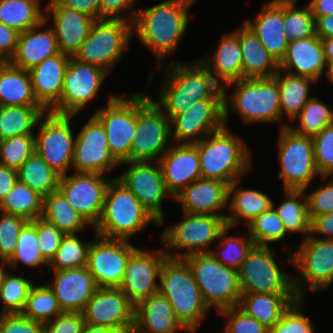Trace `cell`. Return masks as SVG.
<instances>
[{"instance_id":"6da1fadb","label":"cell","mask_w":333,"mask_h":333,"mask_svg":"<svg viewBox=\"0 0 333 333\" xmlns=\"http://www.w3.org/2000/svg\"><path fill=\"white\" fill-rule=\"evenodd\" d=\"M196 1L165 0L136 12L133 36L155 54L159 69L184 38L190 22L189 10Z\"/></svg>"},{"instance_id":"7a4b0ae2","label":"cell","mask_w":333,"mask_h":333,"mask_svg":"<svg viewBox=\"0 0 333 333\" xmlns=\"http://www.w3.org/2000/svg\"><path fill=\"white\" fill-rule=\"evenodd\" d=\"M165 66L166 76L160 87L159 99L154 102L170 120L196 101L223 99V86L198 59L189 63L167 62Z\"/></svg>"},{"instance_id":"3957f363","label":"cell","mask_w":333,"mask_h":333,"mask_svg":"<svg viewBox=\"0 0 333 333\" xmlns=\"http://www.w3.org/2000/svg\"><path fill=\"white\" fill-rule=\"evenodd\" d=\"M232 86L233 93L228 95ZM223 91L225 126L232 110L245 124L281 123L280 90L274 77L242 78L224 85Z\"/></svg>"},{"instance_id":"277c9868","label":"cell","mask_w":333,"mask_h":333,"mask_svg":"<svg viewBox=\"0 0 333 333\" xmlns=\"http://www.w3.org/2000/svg\"><path fill=\"white\" fill-rule=\"evenodd\" d=\"M228 124L196 142L201 178L229 185L241 179L252 167V152Z\"/></svg>"},{"instance_id":"5b68a950","label":"cell","mask_w":333,"mask_h":333,"mask_svg":"<svg viewBox=\"0 0 333 333\" xmlns=\"http://www.w3.org/2000/svg\"><path fill=\"white\" fill-rule=\"evenodd\" d=\"M158 291L168 299L179 322L189 332L196 333L210 309L184 259L168 257L165 260L160 272Z\"/></svg>"},{"instance_id":"8992f818","label":"cell","mask_w":333,"mask_h":333,"mask_svg":"<svg viewBox=\"0 0 333 333\" xmlns=\"http://www.w3.org/2000/svg\"><path fill=\"white\" fill-rule=\"evenodd\" d=\"M151 223L160 226L137 197L114 177L108 185L103 213L94 232L109 239L130 240Z\"/></svg>"},{"instance_id":"52a82bcc","label":"cell","mask_w":333,"mask_h":333,"mask_svg":"<svg viewBox=\"0 0 333 333\" xmlns=\"http://www.w3.org/2000/svg\"><path fill=\"white\" fill-rule=\"evenodd\" d=\"M148 94L136 93V132L130 162H158L172 145L170 119Z\"/></svg>"},{"instance_id":"ba28073f","label":"cell","mask_w":333,"mask_h":333,"mask_svg":"<svg viewBox=\"0 0 333 333\" xmlns=\"http://www.w3.org/2000/svg\"><path fill=\"white\" fill-rule=\"evenodd\" d=\"M184 260L209 309L220 312L239 305L242 292L237 270L224 266L210 252L192 254Z\"/></svg>"},{"instance_id":"9c48e42d","label":"cell","mask_w":333,"mask_h":333,"mask_svg":"<svg viewBox=\"0 0 333 333\" xmlns=\"http://www.w3.org/2000/svg\"><path fill=\"white\" fill-rule=\"evenodd\" d=\"M301 241L297 249L287 255L286 261L300 271V277L293 273V287L296 296L305 299V285L314 293L333 284V240L310 234Z\"/></svg>"},{"instance_id":"30bf717a","label":"cell","mask_w":333,"mask_h":333,"mask_svg":"<svg viewBox=\"0 0 333 333\" xmlns=\"http://www.w3.org/2000/svg\"><path fill=\"white\" fill-rule=\"evenodd\" d=\"M226 216L182 212V220L167 226L161 234L168 257L184 259L192 254L211 252L208 246L218 240L220 232L227 226ZM181 249L183 254L178 252Z\"/></svg>"},{"instance_id":"8fae6325","label":"cell","mask_w":333,"mask_h":333,"mask_svg":"<svg viewBox=\"0 0 333 333\" xmlns=\"http://www.w3.org/2000/svg\"><path fill=\"white\" fill-rule=\"evenodd\" d=\"M133 36V23L123 19L95 20L89 36L73 56L111 73L126 52Z\"/></svg>"},{"instance_id":"7c38bea8","label":"cell","mask_w":333,"mask_h":333,"mask_svg":"<svg viewBox=\"0 0 333 333\" xmlns=\"http://www.w3.org/2000/svg\"><path fill=\"white\" fill-rule=\"evenodd\" d=\"M277 158L280 166L278 178L283 190H307L319 175L314 158L311 136H301L289 127L280 128Z\"/></svg>"},{"instance_id":"4fadbf2b","label":"cell","mask_w":333,"mask_h":333,"mask_svg":"<svg viewBox=\"0 0 333 333\" xmlns=\"http://www.w3.org/2000/svg\"><path fill=\"white\" fill-rule=\"evenodd\" d=\"M73 117L46 112L35 132V151L60 176L67 175L73 166L76 138L71 126Z\"/></svg>"},{"instance_id":"5bb4252c","label":"cell","mask_w":333,"mask_h":333,"mask_svg":"<svg viewBox=\"0 0 333 333\" xmlns=\"http://www.w3.org/2000/svg\"><path fill=\"white\" fill-rule=\"evenodd\" d=\"M255 246L238 270L242 293L296 294L293 274L286 273L275 260V251Z\"/></svg>"},{"instance_id":"9a60e30c","label":"cell","mask_w":333,"mask_h":333,"mask_svg":"<svg viewBox=\"0 0 333 333\" xmlns=\"http://www.w3.org/2000/svg\"><path fill=\"white\" fill-rule=\"evenodd\" d=\"M107 106L94 115L100 120L107 135L108 148L119 162L130 160V150L136 132V93L126 97L112 94Z\"/></svg>"},{"instance_id":"2e32d148","label":"cell","mask_w":333,"mask_h":333,"mask_svg":"<svg viewBox=\"0 0 333 333\" xmlns=\"http://www.w3.org/2000/svg\"><path fill=\"white\" fill-rule=\"evenodd\" d=\"M108 75L102 68L80 62L71 56L64 74L60 101L49 112L76 116L97 97Z\"/></svg>"},{"instance_id":"e0dca14e","label":"cell","mask_w":333,"mask_h":333,"mask_svg":"<svg viewBox=\"0 0 333 333\" xmlns=\"http://www.w3.org/2000/svg\"><path fill=\"white\" fill-rule=\"evenodd\" d=\"M137 247L131 240L99 236L88 249L87 267L98 288H119L131 253Z\"/></svg>"},{"instance_id":"ac0fdd59","label":"cell","mask_w":333,"mask_h":333,"mask_svg":"<svg viewBox=\"0 0 333 333\" xmlns=\"http://www.w3.org/2000/svg\"><path fill=\"white\" fill-rule=\"evenodd\" d=\"M120 164H127L128 167L122 171V174L115 176V178L129 189L160 223V226H163L166 212L163 211L162 202L166 196L174 198L166 188L160 164L158 162L130 161Z\"/></svg>"},{"instance_id":"d6986e66","label":"cell","mask_w":333,"mask_h":333,"mask_svg":"<svg viewBox=\"0 0 333 333\" xmlns=\"http://www.w3.org/2000/svg\"><path fill=\"white\" fill-rule=\"evenodd\" d=\"M73 173L70 176H60L58 190L87 222L95 227L103 213L108 185L114 177Z\"/></svg>"},{"instance_id":"ffe728a7","label":"cell","mask_w":333,"mask_h":333,"mask_svg":"<svg viewBox=\"0 0 333 333\" xmlns=\"http://www.w3.org/2000/svg\"><path fill=\"white\" fill-rule=\"evenodd\" d=\"M108 148L105 128L93 114L75 138L72 170L75 173L103 174L119 167Z\"/></svg>"},{"instance_id":"44dd1931","label":"cell","mask_w":333,"mask_h":333,"mask_svg":"<svg viewBox=\"0 0 333 333\" xmlns=\"http://www.w3.org/2000/svg\"><path fill=\"white\" fill-rule=\"evenodd\" d=\"M223 126V99H203L170 120L171 140L194 144Z\"/></svg>"},{"instance_id":"7402d4cb","label":"cell","mask_w":333,"mask_h":333,"mask_svg":"<svg viewBox=\"0 0 333 333\" xmlns=\"http://www.w3.org/2000/svg\"><path fill=\"white\" fill-rule=\"evenodd\" d=\"M167 258L164 248L141 250L137 247L131 253L119 289L134 305L158 292L161 268Z\"/></svg>"},{"instance_id":"603a6c76","label":"cell","mask_w":333,"mask_h":333,"mask_svg":"<svg viewBox=\"0 0 333 333\" xmlns=\"http://www.w3.org/2000/svg\"><path fill=\"white\" fill-rule=\"evenodd\" d=\"M135 305L119 288H98L83 311L85 323L103 324L131 333Z\"/></svg>"},{"instance_id":"cb8c5ba5","label":"cell","mask_w":333,"mask_h":333,"mask_svg":"<svg viewBox=\"0 0 333 333\" xmlns=\"http://www.w3.org/2000/svg\"><path fill=\"white\" fill-rule=\"evenodd\" d=\"M45 20L53 19L51 27L57 38L59 51L74 56L87 39L95 19L86 13L61 6L56 0L45 4Z\"/></svg>"},{"instance_id":"d4e9b609","label":"cell","mask_w":333,"mask_h":333,"mask_svg":"<svg viewBox=\"0 0 333 333\" xmlns=\"http://www.w3.org/2000/svg\"><path fill=\"white\" fill-rule=\"evenodd\" d=\"M54 278L45 282L53 291L62 312L83 313L98 286L88 267L52 270Z\"/></svg>"},{"instance_id":"484cf974","label":"cell","mask_w":333,"mask_h":333,"mask_svg":"<svg viewBox=\"0 0 333 333\" xmlns=\"http://www.w3.org/2000/svg\"><path fill=\"white\" fill-rule=\"evenodd\" d=\"M158 163L166 188L173 198L201 178L200 160L195 143H172Z\"/></svg>"},{"instance_id":"4316f807","label":"cell","mask_w":333,"mask_h":333,"mask_svg":"<svg viewBox=\"0 0 333 333\" xmlns=\"http://www.w3.org/2000/svg\"><path fill=\"white\" fill-rule=\"evenodd\" d=\"M244 23L279 64L289 44L284 28V0H270L252 20L245 19Z\"/></svg>"},{"instance_id":"83f0119b","label":"cell","mask_w":333,"mask_h":333,"mask_svg":"<svg viewBox=\"0 0 333 333\" xmlns=\"http://www.w3.org/2000/svg\"><path fill=\"white\" fill-rule=\"evenodd\" d=\"M229 184L215 180L199 178L184 188L174 200L180 203V212L206 215H227Z\"/></svg>"},{"instance_id":"f1b7e54d","label":"cell","mask_w":333,"mask_h":333,"mask_svg":"<svg viewBox=\"0 0 333 333\" xmlns=\"http://www.w3.org/2000/svg\"><path fill=\"white\" fill-rule=\"evenodd\" d=\"M70 57L60 52L28 70L35 98L47 112L60 101Z\"/></svg>"},{"instance_id":"f546056e","label":"cell","mask_w":333,"mask_h":333,"mask_svg":"<svg viewBox=\"0 0 333 333\" xmlns=\"http://www.w3.org/2000/svg\"><path fill=\"white\" fill-rule=\"evenodd\" d=\"M179 330L188 331L177 319L168 299L159 291L135 305L131 333H178Z\"/></svg>"},{"instance_id":"4dcf8cb0","label":"cell","mask_w":333,"mask_h":333,"mask_svg":"<svg viewBox=\"0 0 333 333\" xmlns=\"http://www.w3.org/2000/svg\"><path fill=\"white\" fill-rule=\"evenodd\" d=\"M326 69V60L321 38L289 41L284 58L279 63V70L316 80L321 79Z\"/></svg>"},{"instance_id":"1f68e13d","label":"cell","mask_w":333,"mask_h":333,"mask_svg":"<svg viewBox=\"0 0 333 333\" xmlns=\"http://www.w3.org/2000/svg\"><path fill=\"white\" fill-rule=\"evenodd\" d=\"M47 26L46 29H42ZM60 53L55 32L47 21L19 34L15 54L9 61L24 70L40 64L45 59Z\"/></svg>"},{"instance_id":"d6a6232c","label":"cell","mask_w":333,"mask_h":333,"mask_svg":"<svg viewBox=\"0 0 333 333\" xmlns=\"http://www.w3.org/2000/svg\"><path fill=\"white\" fill-rule=\"evenodd\" d=\"M211 56L198 60L222 85L243 78L242 52L238 36L234 32L223 34Z\"/></svg>"},{"instance_id":"836d02e7","label":"cell","mask_w":333,"mask_h":333,"mask_svg":"<svg viewBox=\"0 0 333 333\" xmlns=\"http://www.w3.org/2000/svg\"><path fill=\"white\" fill-rule=\"evenodd\" d=\"M240 182L241 179L235 180L228 188V208L231 213L226 216V224L232 228L242 221L247 226L273 206L270 194L268 196L260 190L239 187Z\"/></svg>"},{"instance_id":"e575fe53","label":"cell","mask_w":333,"mask_h":333,"mask_svg":"<svg viewBox=\"0 0 333 333\" xmlns=\"http://www.w3.org/2000/svg\"><path fill=\"white\" fill-rule=\"evenodd\" d=\"M233 32L238 36L242 52L243 78L273 77L279 70V64L253 31L243 23Z\"/></svg>"},{"instance_id":"d590c367","label":"cell","mask_w":333,"mask_h":333,"mask_svg":"<svg viewBox=\"0 0 333 333\" xmlns=\"http://www.w3.org/2000/svg\"><path fill=\"white\" fill-rule=\"evenodd\" d=\"M278 83L280 90V109H281V124L280 128L288 127V123L283 124L285 116L290 121L301 112L304 105L313 96L310 94L312 84L316 85L317 81L308 77L293 75L282 70L273 76Z\"/></svg>"},{"instance_id":"8d00e7d4","label":"cell","mask_w":333,"mask_h":333,"mask_svg":"<svg viewBox=\"0 0 333 333\" xmlns=\"http://www.w3.org/2000/svg\"><path fill=\"white\" fill-rule=\"evenodd\" d=\"M297 299L296 294L242 293L238 307L271 328Z\"/></svg>"},{"instance_id":"74e56055","label":"cell","mask_w":333,"mask_h":333,"mask_svg":"<svg viewBox=\"0 0 333 333\" xmlns=\"http://www.w3.org/2000/svg\"><path fill=\"white\" fill-rule=\"evenodd\" d=\"M0 106H41L35 98L28 70L0 62Z\"/></svg>"},{"instance_id":"f35d334b","label":"cell","mask_w":333,"mask_h":333,"mask_svg":"<svg viewBox=\"0 0 333 333\" xmlns=\"http://www.w3.org/2000/svg\"><path fill=\"white\" fill-rule=\"evenodd\" d=\"M41 218L56 226L65 235L81 234L87 226L94 228L58 189L44 197Z\"/></svg>"},{"instance_id":"ab89813d","label":"cell","mask_w":333,"mask_h":333,"mask_svg":"<svg viewBox=\"0 0 333 333\" xmlns=\"http://www.w3.org/2000/svg\"><path fill=\"white\" fill-rule=\"evenodd\" d=\"M305 190H284L285 201L273 207L287 232L301 234L305 240L311 234V219Z\"/></svg>"},{"instance_id":"60d3db41","label":"cell","mask_w":333,"mask_h":333,"mask_svg":"<svg viewBox=\"0 0 333 333\" xmlns=\"http://www.w3.org/2000/svg\"><path fill=\"white\" fill-rule=\"evenodd\" d=\"M46 112L42 106H0V140L35 134Z\"/></svg>"},{"instance_id":"b9f144b4","label":"cell","mask_w":333,"mask_h":333,"mask_svg":"<svg viewBox=\"0 0 333 333\" xmlns=\"http://www.w3.org/2000/svg\"><path fill=\"white\" fill-rule=\"evenodd\" d=\"M42 0H0V23L19 33L39 25L45 20Z\"/></svg>"},{"instance_id":"7bdbcfd3","label":"cell","mask_w":333,"mask_h":333,"mask_svg":"<svg viewBox=\"0 0 333 333\" xmlns=\"http://www.w3.org/2000/svg\"><path fill=\"white\" fill-rule=\"evenodd\" d=\"M43 199V196L18 180L1 200L0 210L33 221L43 214Z\"/></svg>"},{"instance_id":"ee69618b","label":"cell","mask_w":333,"mask_h":333,"mask_svg":"<svg viewBox=\"0 0 333 333\" xmlns=\"http://www.w3.org/2000/svg\"><path fill=\"white\" fill-rule=\"evenodd\" d=\"M18 179L45 197L58 189L60 175L35 151L18 169Z\"/></svg>"},{"instance_id":"f6af8a7d","label":"cell","mask_w":333,"mask_h":333,"mask_svg":"<svg viewBox=\"0 0 333 333\" xmlns=\"http://www.w3.org/2000/svg\"><path fill=\"white\" fill-rule=\"evenodd\" d=\"M231 226H226L219 235L218 244L211 254L224 266L239 270L251 250L256 246L249 234L247 236L228 235Z\"/></svg>"},{"instance_id":"bcb514c9","label":"cell","mask_w":333,"mask_h":333,"mask_svg":"<svg viewBox=\"0 0 333 333\" xmlns=\"http://www.w3.org/2000/svg\"><path fill=\"white\" fill-rule=\"evenodd\" d=\"M297 120L300 122L299 125L289 124L288 127L298 135L313 137L333 124V109L313 95L292 122L295 123Z\"/></svg>"},{"instance_id":"7dc6e473","label":"cell","mask_w":333,"mask_h":333,"mask_svg":"<svg viewBox=\"0 0 333 333\" xmlns=\"http://www.w3.org/2000/svg\"><path fill=\"white\" fill-rule=\"evenodd\" d=\"M28 268H48V262L42 257L38 245L37 219L28 221L17 238V245L14 255L7 262L8 268H17L19 264Z\"/></svg>"},{"instance_id":"c3c4849f","label":"cell","mask_w":333,"mask_h":333,"mask_svg":"<svg viewBox=\"0 0 333 333\" xmlns=\"http://www.w3.org/2000/svg\"><path fill=\"white\" fill-rule=\"evenodd\" d=\"M26 276L5 272L0 284V314L22 313L31 287L36 284Z\"/></svg>"},{"instance_id":"681fc988","label":"cell","mask_w":333,"mask_h":333,"mask_svg":"<svg viewBox=\"0 0 333 333\" xmlns=\"http://www.w3.org/2000/svg\"><path fill=\"white\" fill-rule=\"evenodd\" d=\"M298 0H284V28L289 41L316 35L315 17L309 5L296 7Z\"/></svg>"},{"instance_id":"f907efd6","label":"cell","mask_w":333,"mask_h":333,"mask_svg":"<svg viewBox=\"0 0 333 333\" xmlns=\"http://www.w3.org/2000/svg\"><path fill=\"white\" fill-rule=\"evenodd\" d=\"M22 313L34 321L46 323L63 312L53 291L44 283L31 287Z\"/></svg>"},{"instance_id":"816d5d0a","label":"cell","mask_w":333,"mask_h":333,"mask_svg":"<svg viewBox=\"0 0 333 333\" xmlns=\"http://www.w3.org/2000/svg\"><path fill=\"white\" fill-rule=\"evenodd\" d=\"M80 234L65 235L48 269L65 270L87 266L88 249L92 240L82 241Z\"/></svg>"},{"instance_id":"f5cc1de1","label":"cell","mask_w":333,"mask_h":333,"mask_svg":"<svg viewBox=\"0 0 333 333\" xmlns=\"http://www.w3.org/2000/svg\"><path fill=\"white\" fill-rule=\"evenodd\" d=\"M247 231L256 246H266L284 240L287 232L277 211L272 206L269 210L261 213L247 226Z\"/></svg>"},{"instance_id":"db71d44e","label":"cell","mask_w":333,"mask_h":333,"mask_svg":"<svg viewBox=\"0 0 333 333\" xmlns=\"http://www.w3.org/2000/svg\"><path fill=\"white\" fill-rule=\"evenodd\" d=\"M35 152V134L17 135L0 140V164L19 167Z\"/></svg>"},{"instance_id":"11a10c76","label":"cell","mask_w":333,"mask_h":333,"mask_svg":"<svg viewBox=\"0 0 333 333\" xmlns=\"http://www.w3.org/2000/svg\"><path fill=\"white\" fill-rule=\"evenodd\" d=\"M316 169L322 180L333 177V124L312 137Z\"/></svg>"},{"instance_id":"9f6ffc18","label":"cell","mask_w":333,"mask_h":333,"mask_svg":"<svg viewBox=\"0 0 333 333\" xmlns=\"http://www.w3.org/2000/svg\"><path fill=\"white\" fill-rule=\"evenodd\" d=\"M303 300L298 298L293 302L281 319L269 328V333H314L312 322L303 313Z\"/></svg>"},{"instance_id":"6f0895ef","label":"cell","mask_w":333,"mask_h":333,"mask_svg":"<svg viewBox=\"0 0 333 333\" xmlns=\"http://www.w3.org/2000/svg\"><path fill=\"white\" fill-rule=\"evenodd\" d=\"M28 222L23 217L2 212L0 215V261L8 262L15 253L17 238Z\"/></svg>"},{"instance_id":"680465c9","label":"cell","mask_w":333,"mask_h":333,"mask_svg":"<svg viewBox=\"0 0 333 333\" xmlns=\"http://www.w3.org/2000/svg\"><path fill=\"white\" fill-rule=\"evenodd\" d=\"M218 313L225 318L222 333H269V328L247 315L238 306L224 309Z\"/></svg>"},{"instance_id":"91938a15","label":"cell","mask_w":333,"mask_h":333,"mask_svg":"<svg viewBox=\"0 0 333 333\" xmlns=\"http://www.w3.org/2000/svg\"><path fill=\"white\" fill-rule=\"evenodd\" d=\"M37 236L41 255L49 263L57 253L65 234L42 218H37Z\"/></svg>"},{"instance_id":"94428289","label":"cell","mask_w":333,"mask_h":333,"mask_svg":"<svg viewBox=\"0 0 333 333\" xmlns=\"http://www.w3.org/2000/svg\"><path fill=\"white\" fill-rule=\"evenodd\" d=\"M332 178V179H331ZM329 182L306 194L311 221L316 217L333 212V177Z\"/></svg>"},{"instance_id":"6125c7cd","label":"cell","mask_w":333,"mask_h":333,"mask_svg":"<svg viewBox=\"0 0 333 333\" xmlns=\"http://www.w3.org/2000/svg\"><path fill=\"white\" fill-rule=\"evenodd\" d=\"M0 333H44V323L23 313L0 314Z\"/></svg>"},{"instance_id":"be15d7a7","label":"cell","mask_w":333,"mask_h":333,"mask_svg":"<svg viewBox=\"0 0 333 333\" xmlns=\"http://www.w3.org/2000/svg\"><path fill=\"white\" fill-rule=\"evenodd\" d=\"M84 325L83 313L63 312L44 323V333H81Z\"/></svg>"},{"instance_id":"e7e4bbea","label":"cell","mask_w":333,"mask_h":333,"mask_svg":"<svg viewBox=\"0 0 333 333\" xmlns=\"http://www.w3.org/2000/svg\"><path fill=\"white\" fill-rule=\"evenodd\" d=\"M99 1H100V19H123L132 23L134 22L137 10H133L132 8H134L133 6H135L136 2H138L137 0H99Z\"/></svg>"},{"instance_id":"03108f58","label":"cell","mask_w":333,"mask_h":333,"mask_svg":"<svg viewBox=\"0 0 333 333\" xmlns=\"http://www.w3.org/2000/svg\"><path fill=\"white\" fill-rule=\"evenodd\" d=\"M19 32L0 23V62H9L15 54Z\"/></svg>"},{"instance_id":"003e7915","label":"cell","mask_w":333,"mask_h":333,"mask_svg":"<svg viewBox=\"0 0 333 333\" xmlns=\"http://www.w3.org/2000/svg\"><path fill=\"white\" fill-rule=\"evenodd\" d=\"M61 6L88 14L95 20L100 19L99 0H56Z\"/></svg>"},{"instance_id":"a7ac6f4b","label":"cell","mask_w":333,"mask_h":333,"mask_svg":"<svg viewBox=\"0 0 333 333\" xmlns=\"http://www.w3.org/2000/svg\"><path fill=\"white\" fill-rule=\"evenodd\" d=\"M321 234L320 238L333 240V212L316 216L311 221V235L316 237Z\"/></svg>"},{"instance_id":"89a4df30","label":"cell","mask_w":333,"mask_h":333,"mask_svg":"<svg viewBox=\"0 0 333 333\" xmlns=\"http://www.w3.org/2000/svg\"><path fill=\"white\" fill-rule=\"evenodd\" d=\"M18 177V169L0 164V202L12 190Z\"/></svg>"},{"instance_id":"2644e50d","label":"cell","mask_w":333,"mask_h":333,"mask_svg":"<svg viewBox=\"0 0 333 333\" xmlns=\"http://www.w3.org/2000/svg\"><path fill=\"white\" fill-rule=\"evenodd\" d=\"M315 24L319 38H333V15L315 17Z\"/></svg>"},{"instance_id":"8c879c8a","label":"cell","mask_w":333,"mask_h":333,"mask_svg":"<svg viewBox=\"0 0 333 333\" xmlns=\"http://www.w3.org/2000/svg\"><path fill=\"white\" fill-rule=\"evenodd\" d=\"M308 5L314 17L333 15V0H311Z\"/></svg>"},{"instance_id":"753ad0ef","label":"cell","mask_w":333,"mask_h":333,"mask_svg":"<svg viewBox=\"0 0 333 333\" xmlns=\"http://www.w3.org/2000/svg\"><path fill=\"white\" fill-rule=\"evenodd\" d=\"M81 333H122L119 329L107 327L103 324L85 323Z\"/></svg>"},{"instance_id":"34e18365","label":"cell","mask_w":333,"mask_h":333,"mask_svg":"<svg viewBox=\"0 0 333 333\" xmlns=\"http://www.w3.org/2000/svg\"><path fill=\"white\" fill-rule=\"evenodd\" d=\"M321 42L324 49L325 60H333V38H322Z\"/></svg>"},{"instance_id":"11e5206c","label":"cell","mask_w":333,"mask_h":333,"mask_svg":"<svg viewBox=\"0 0 333 333\" xmlns=\"http://www.w3.org/2000/svg\"><path fill=\"white\" fill-rule=\"evenodd\" d=\"M326 78L333 83V60L326 61Z\"/></svg>"},{"instance_id":"2a66077c","label":"cell","mask_w":333,"mask_h":333,"mask_svg":"<svg viewBox=\"0 0 333 333\" xmlns=\"http://www.w3.org/2000/svg\"><path fill=\"white\" fill-rule=\"evenodd\" d=\"M5 267H8L7 262L0 261V284L4 273L7 271V268L5 269Z\"/></svg>"}]
</instances>
